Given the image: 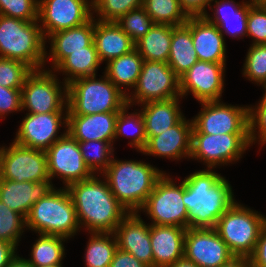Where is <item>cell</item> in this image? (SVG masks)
I'll return each mask as SVG.
<instances>
[{
  "label": "cell",
  "mask_w": 266,
  "mask_h": 267,
  "mask_svg": "<svg viewBox=\"0 0 266 267\" xmlns=\"http://www.w3.org/2000/svg\"><path fill=\"white\" fill-rule=\"evenodd\" d=\"M67 238L57 235L39 234L32 246L31 258L26 259L33 267L62 265L65 255L64 243Z\"/></svg>",
  "instance_id": "33"
},
{
  "label": "cell",
  "mask_w": 266,
  "mask_h": 267,
  "mask_svg": "<svg viewBox=\"0 0 266 267\" xmlns=\"http://www.w3.org/2000/svg\"><path fill=\"white\" fill-rule=\"evenodd\" d=\"M198 61L191 30L186 25L172 26V40L167 63L180 77Z\"/></svg>",
  "instance_id": "30"
},
{
  "label": "cell",
  "mask_w": 266,
  "mask_h": 267,
  "mask_svg": "<svg viewBox=\"0 0 266 267\" xmlns=\"http://www.w3.org/2000/svg\"><path fill=\"white\" fill-rule=\"evenodd\" d=\"M248 120L251 145L258 141V144L263 146L266 144V98L264 96L255 108L254 106L248 107Z\"/></svg>",
  "instance_id": "45"
},
{
  "label": "cell",
  "mask_w": 266,
  "mask_h": 267,
  "mask_svg": "<svg viewBox=\"0 0 266 267\" xmlns=\"http://www.w3.org/2000/svg\"><path fill=\"white\" fill-rule=\"evenodd\" d=\"M83 159L93 174L103 173L113 159V143L106 141L78 142ZM91 151V152H90Z\"/></svg>",
  "instance_id": "37"
},
{
  "label": "cell",
  "mask_w": 266,
  "mask_h": 267,
  "mask_svg": "<svg viewBox=\"0 0 266 267\" xmlns=\"http://www.w3.org/2000/svg\"><path fill=\"white\" fill-rule=\"evenodd\" d=\"M16 251L15 245L0 241V267H7L16 258Z\"/></svg>",
  "instance_id": "50"
},
{
  "label": "cell",
  "mask_w": 266,
  "mask_h": 267,
  "mask_svg": "<svg viewBox=\"0 0 266 267\" xmlns=\"http://www.w3.org/2000/svg\"><path fill=\"white\" fill-rule=\"evenodd\" d=\"M185 232L180 226L150 224L154 267H169L184 257Z\"/></svg>",
  "instance_id": "24"
},
{
  "label": "cell",
  "mask_w": 266,
  "mask_h": 267,
  "mask_svg": "<svg viewBox=\"0 0 266 267\" xmlns=\"http://www.w3.org/2000/svg\"><path fill=\"white\" fill-rule=\"evenodd\" d=\"M175 97H181L179 77L169 64L144 60L134 91L127 96V104L130 106L142 105L151 101L169 100Z\"/></svg>",
  "instance_id": "11"
},
{
  "label": "cell",
  "mask_w": 266,
  "mask_h": 267,
  "mask_svg": "<svg viewBox=\"0 0 266 267\" xmlns=\"http://www.w3.org/2000/svg\"><path fill=\"white\" fill-rule=\"evenodd\" d=\"M252 2H263L264 0H250Z\"/></svg>",
  "instance_id": "56"
},
{
  "label": "cell",
  "mask_w": 266,
  "mask_h": 267,
  "mask_svg": "<svg viewBox=\"0 0 266 267\" xmlns=\"http://www.w3.org/2000/svg\"><path fill=\"white\" fill-rule=\"evenodd\" d=\"M118 249L132 254L149 267H154L150 241V224L138 212L128 213L114 230Z\"/></svg>",
  "instance_id": "19"
},
{
  "label": "cell",
  "mask_w": 266,
  "mask_h": 267,
  "mask_svg": "<svg viewBox=\"0 0 266 267\" xmlns=\"http://www.w3.org/2000/svg\"><path fill=\"white\" fill-rule=\"evenodd\" d=\"M200 103L201 111L192 119V134H249V106L227 105L220 100Z\"/></svg>",
  "instance_id": "10"
},
{
  "label": "cell",
  "mask_w": 266,
  "mask_h": 267,
  "mask_svg": "<svg viewBox=\"0 0 266 267\" xmlns=\"http://www.w3.org/2000/svg\"><path fill=\"white\" fill-rule=\"evenodd\" d=\"M26 219L19 213L11 210L0 200V241L18 246Z\"/></svg>",
  "instance_id": "40"
},
{
  "label": "cell",
  "mask_w": 266,
  "mask_h": 267,
  "mask_svg": "<svg viewBox=\"0 0 266 267\" xmlns=\"http://www.w3.org/2000/svg\"><path fill=\"white\" fill-rule=\"evenodd\" d=\"M247 36L252 44H266V7L262 2H253L249 6Z\"/></svg>",
  "instance_id": "44"
},
{
  "label": "cell",
  "mask_w": 266,
  "mask_h": 267,
  "mask_svg": "<svg viewBox=\"0 0 266 267\" xmlns=\"http://www.w3.org/2000/svg\"><path fill=\"white\" fill-rule=\"evenodd\" d=\"M94 45L101 63L130 53L135 43L116 22L96 21L94 18Z\"/></svg>",
  "instance_id": "27"
},
{
  "label": "cell",
  "mask_w": 266,
  "mask_h": 267,
  "mask_svg": "<svg viewBox=\"0 0 266 267\" xmlns=\"http://www.w3.org/2000/svg\"><path fill=\"white\" fill-rule=\"evenodd\" d=\"M26 227L36 233L72 238L80 226L67 188H53L41 198L26 217Z\"/></svg>",
  "instance_id": "5"
},
{
  "label": "cell",
  "mask_w": 266,
  "mask_h": 267,
  "mask_svg": "<svg viewBox=\"0 0 266 267\" xmlns=\"http://www.w3.org/2000/svg\"><path fill=\"white\" fill-rule=\"evenodd\" d=\"M7 267H33L25 258H16Z\"/></svg>",
  "instance_id": "52"
},
{
  "label": "cell",
  "mask_w": 266,
  "mask_h": 267,
  "mask_svg": "<svg viewBox=\"0 0 266 267\" xmlns=\"http://www.w3.org/2000/svg\"><path fill=\"white\" fill-rule=\"evenodd\" d=\"M92 17L90 0H39L38 22L45 40L57 31L81 26Z\"/></svg>",
  "instance_id": "14"
},
{
  "label": "cell",
  "mask_w": 266,
  "mask_h": 267,
  "mask_svg": "<svg viewBox=\"0 0 266 267\" xmlns=\"http://www.w3.org/2000/svg\"><path fill=\"white\" fill-rule=\"evenodd\" d=\"M169 267H198L190 260H187L185 257L179 259L174 264L170 265Z\"/></svg>",
  "instance_id": "53"
},
{
  "label": "cell",
  "mask_w": 266,
  "mask_h": 267,
  "mask_svg": "<svg viewBox=\"0 0 266 267\" xmlns=\"http://www.w3.org/2000/svg\"><path fill=\"white\" fill-rule=\"evenodd\" d=\"M68 115H93L119 112L127 104V96L104 74L78 78L68 84Z\"/></svg>",
  "instance_id": "6"
},
{
  "label": "cell",
  "mask_w": 266,
  "mask_h": 267,
  "mask_svg": "<svg viewBox=\"0 0 266 267\" xmlns=\"http://www.w3.org/2000/svg\"><path fill=\"white\" fill-rule=\"evenodd\" d=\"M118 112L93 115H68L67 133L78 142L106 141L113 143Z\"/></svg>",
  "instance_id": "23"
},
{
  "label": "cell",
  "mask_w": 266,
  "mask_h": 267,
  "mask_svg": "<svg viewBox=\"0 0 266 267\" xmlns=\"http://www.w3.org/2000/svg\"><path fill=\"white\" fill-rule=\"evenodd\" d=\"M39 0H0V15L38 21Z\"/></svg>",
  "instance_id": "43"
},
{
  "label": "cell",
  "mask_w": 266,
  "mask_h": 267,
  "mask_svg": "<svg viewBox=\"0 0 266 267\" xmlns=\"http://www.w3.org/2000/svg\"><path fill=\"white\" fill-rule=\"evenodd\" d=\"M116 23L134 43L155 25L143 6L129 11L120 17Z\"/></svg>",
  "instance_id": "39"
},
{
  "label": "cell",
  "mask_w": 266,
  "mask_h": 267,
  "mask_svg": "<svg viewBox=\"0 0 266 267\" xmlns=\"http://www.w3.org/2000/svg\"><path fill=\"white\" fill-rule=\"evenodd\" d=\"M67 119V110L64 113H26L13 141L26 147L46 151L67 133ZM62 125L66 127L65 131L58 135Z\"/></svg>",
  "instance_id": "17"
},
{
  "label": "cell",
  "mask_w": 266,
  "mask_h": 267,
  "mask_svg": "<svg viewBox=\"0 0 266 267\" xmlns=\"http://www.w3.org/2000/svg\"><path fill=\"white\" fill-rule=\"evenodd\" d=\"M262 88L265 90V94L263 96L266 98V84Z\"/></svg>",
  "instance_id": "55"
},
{
  "label": "cell",
  "mask_w": 266,
  "mask_h": 267,
  "mask_svg": "<svg viewBox=\"0 0 266 267\" xmlns=\"http://www.w3.org/2000/svg\"><path fill=\"white\" fill-rule=\"evenodd\" d=\"M105 180V181H104ZM80 228L90 232H114L129 213L114 197L106 179L95 174L67 187Z\"/></svg>",
  "instance_id": "2"
},
{
  "label": "cell",
  "mask_w": 266,
  "mask_h": 267,
  "mask_svg": "<svg viewBox=\"0 0 266 267\" xmlns=\"http://www.w3.org/2000/svg\"><path fill=\"white\" fill-rule=\"evenodd\" d=\"M249 262L254 267H266V222L261 228L255 249L249 256Z\"/></svg>",
  "instance_id": "47"
},
{
  "label": "cell",
  "mask_w": 266,
  "mask_h": 267,
  "mask_svg": "<svg viewBox=\"0 0 266 267\" xmlns=\"http://www.w3.org/2000/svg\"><path fill=\"white\" fill-rule=\"evenodd\" d=\"M33 70L17 60L0 58V85L12 89H21L26 77Z\"/></svg>",
  "instance_id": "42"
},
{
  "label": "cell",
  "mask_w": 266,
  "mask_h": 267,
  "mask_svg": "<svg viewBox=\"0 0 266 267\" xmlns=\"http://www.w3.org/2000/svg\"><path fill=\"white\" fill-rule=\"evenodd\" d=\"M143 7L155 24L179 26L190 17L179 0H143Z\"/></svg>",
  "instance_id": "35"
},
{
  "label": "cell",
  "mask_w": 266,
  "mask_h": 267,
  "mask_svg": "<svg viewBox=\"0 0 266 267\" xmlns=\"http://www.w3.org/2000/svg\"><path fill=\"white\" fill-rule=\"evenodd\" d=\"M44 267H63L62 265H49V266H44Z\"/></svg>",
  "instance_id": "54"
},
{
  "label": "cell",
  "mask_w": 266,
  "mask_h": 267,
  "mask_svg": "<svg viewBox=\"0 0 266 267\" xmlns=\"http://www.w3.org/2000/svg\"><path fill=\"white\" fill-rule=\"evenodd\" d=\"M54 188L51 180L16 182L0 178V200L25 219L32 205Z\"/></svg>",
  "instance_id": "22"
},
{
  "label": "cell",
  "mask_w": 266,
  "mask_h": 267,
  "mask_svg": "<svg viewBox=\"0 0 266 267\" xmlns=\"http://www.w3.org/2000/svg\"><path fill=\"white\" fill-rule=\"evenodd\" d=\"M232 186L212 169L194 172L183 179V203L190 228H215L218 219L235 202Z\"/></svg>",
  "instance_id": "1"
},
{
  "label": "cell",
  "mask_w": 266,
  "mask_h": 267,
  "mask_svg": "<svg viewBox=\"0 0 266 267\" xmlns=\"http://www.w3.org/2000/svg\"><path fill=\"white\" fill-rule=\"evenodd\" d=\"M214 5H209V8L214 12L212 17L208 12L204 17L212 24L219 28V31L226 35H231L232 38H242L247 36V19L249 13V6L252 1H242L236 3L234 0H215ZM214 6L215 8L213 9ZM225 31V33H224Z\"/></svg>",
  "instance_id": "25"
},
{
  "label": "cell",
  "mask_w": 266,
  "mask_h": 267,
  "mask_svg": "<svg viewBox=\"0 0 266 267\" xmlns=\"http://www.w3.org/2000/svg\"><path fill=\"white\" fill-rule=\"evenodd\" d=\"M130 105L126 104L119 112L116 120V128H115V139L119 138L118 136H126L131 137L130 143H128L131 147L138 149L137 151L141 152L147 143V137L145 133L144 120L142 117V112L135 113H127ZM131 128L134 129L130 133L127 130Z\"/></svg>",
  "instance_id": "36"
},
{
  "label": "cell",
  "mask_w": 266,
  "mask_h": 267,
  "mask_svg": "<svg viewBox=\"0 0 266 267\" xmlns=\"http://www.w3.org/2000/svg\"><path fill=\"white\" fill-rule=\"evenodd\" d=\"M157 180L153 191L141 208L152 219L153 225L189 227V213L183 203V181L175 184L169 175Z\"/></svg>",
  "instance_id": "9"
},
{
  "label": "cell",
  "mask_w": 266,
  "mask_h": 267,
  "mask_svg": "<svg viewBox=\"0 0 266 267\" xmlns=\"http://www.w3.org/2000/svg\"><path fill=\"white\" fill-rule=\"evenodd\" d=\"M143 57L136 49L130 53L110 60L105 67L104 74L126 96L127 88H135L143 66ZM122 86H126L124 90Z\"/></svg>",
  "instance_id": "29"
},
{
  "label": "cell",
  "mask_w": 266,
  "mask_h": 267,
  "mask_svg": "<svg viewBox=\"0 0 266 267\" xmlns=\"http://www.w3.org/2000/svg\"><path fill=\"white\" fill-rule=\"evenodd\" d=\"M109 267H149L132 254L117 249Z\"/></svg>",
  "instance_id": "48"
},
{
  "label": "cell",
  "mask_w": 266,
  "mask_h": 267,
  "mask_svg": "<svg viewBox=\"0 0 266 267\" xmlns=\"http://www.w3.org/2000/svg\"><path fill=\"white\" fill-rule=\"evenodd\" d=\"M192 120L183 117L176 125L172 126L164 133L153 137H147L143 154L172 158L179 160L183 157H190L192 142Z\"/></svg>",
  "instance_id": "20"
},
{
  "label": "cell",
  "mask_w": 266,
  "mask_h": 267,
  "mask_svg": "<svg viewBox=\"0 0 266 267\" xmlns=\"http://www.w3.org/2000/svg\"><path fill=\"white\" fill-rule=\"evenodd\" d=\"M164 171L143 161L116 160L101 174L118 202L130 213L141 211Z\"/></svg>",
  "instance_id": "3"
},
{
  "label": "cell",
  "mask_w": 266,
  "mask_h": 267,
  "mask_svg": "<svg viewBox=\"0 0 266 267\" xmlns=\"http://www.w3.org/2000/svg\"><path fill=\"white\" fill-rule=\"evenodd\" d=\"M46 154L50 180L55 176L60 177L65 188L94 175L84 162L78 141L69 133L50 146Z\"/></svg>",
  "instance_id": "15"
},
{
  "label": "cell",
  "mask_w": 266,
  "mask_h": 267,
  "mask_svg": "<svg viewBox=\"0 0 266 267\" xmlns=\"http://www.w3.org/2000/svg\"><path fill=\"white\" fill-rule=\"evenodd\" d=\"M172 40V26L155 24L135 43V49L146 61L167 62Z\"/></svg>",
  "instance_id": "32"
},
{
  "label": "cell",
  "mask_w": 266,
  "mask_h": 267,
  "mask_svg": "<svg viewBox=\"0 0 266 267\" xmlns=\"http://www.w3.org/2000/svg\"><path fill=\"white\" fill-rule=\"evenodd\" d=\"M15 111H22L21 89H12L0 85V118Z\"/></svg>",
  "instance_id": "46"
},
{
  "label": "cell",
  "mask_w": 266,
  "mask_h": 267,
  "mask_svg": "<svg viewBox=\"0 0 266 267\" xmlns=\"http://www.w3.org/2000/svg\"><path fill=\"white\" fill-rule=\"evenodd\" d=\"M250 146L249 134H192L189 158L199 159L213 169L238 161Z\"/></svg>",
  "instance_id": "13"
},
{
  "label": "cell",
  "mask_w": 266,
  "mask_h": 267,
  "mask_svg": "<svg viewBox=\"0 0 266 267\" xmlns=\"http://www.w3.org/2000/svg\"><path fill=\"white\" fill-rule=\"evenodd\" d=\"M97 50L94 42L84 50L74 51L65 57L54 69L55 72H62L67 75L64 78L65 84L82 78L96 76V70L100 66Z\"/></svg>",
  "instance_id": "31"
},
{
  "label": "cell",
  "mask_w": 266,
  "mask_h": 267,
  "mask_svg": "<svg viewBox=\"0 0 266 267\" xmlns=\"http://www.w3.org/2000/svg\"><path fill=\"white\" fill-rule=\"evenodd\" d=\"M151 101L142 104V117L144 120L146 137H153L164 133L176 125L184 115L179 107V99Z\"/></svg>",
  "instance_id": "28"
},
{
  "label": "cell",
  "mask_w": 266,
  "mask_h": 267,
  "mask_svg": "<svg viewBox=\"0 0 266 267\" xmlns=\"http://www.w3.org/2000/svg\"><path fill=\"white\" fill-rule=\"evenodd\" d=\"M54 73L51 69H39L26 77L21 88L22 111L39 114L68 110V85L62 82L61 87Z\"/></svg>",
  "instance_id": "8"
},
{
  "label": "cell",
  "mask_w": 266,
  "mask_h": 267,
  "mask_svg": "<svg viewBox=\"0 0 266 267\" xmlns=\"http://www.w3.org/2000/svg\"><path fill=\"white\" fill-rule=\"evenodd\" d=\"M262 3H263V4L265 5V7H266V0H264Z\"/></svg>",
  "instance_id": "57"
},
{
  "label": "cell",
  "mask_w": 266,
  "mask_h": 267,
  "mask_svg": "<svg viewBox=\"0 0 266 267\" xmlns=\"http://www.w3.org/2000/svg\"><path fill=\"white\" fill-rule=\"evenodd\" d=\"M249 265V257L235 256L230 261L219 267H249Z\"/></svg>",
  "instance_id": "51"
},
{
  "label": "cell",
  "mask_w": 266,
  "mask_h": 267,
  "mask_svg": "<svg viewBox=\"0 0 266 267\" xmlns=\"http://www.w3.org/2000/svg\"><path fill=\"white\" fill-rule=\"evenodd\" d=\"M184 257L198 267H219L235 255L215 228H190L185 232Z\"/></svg>",
  "instance_id": "16"
},
{
  "label": "cell",
  "mask_w": 266,
  "mask_h": 267,
  "mask_svg": "<svg viewBox=\"0 0 266 267\" xmlns=\"http://www.w3.org/2000/svg\"><path fill=\"white\" fill-rule=\"evenodd\" d=\"M98 21L116 22L129 11L143 6V0H91Z\"/></svg>",
  "instance_id": "38"
},
{
  "label": "cell",
  "mask_w": 266,
  "mask_h": 267,
  "mask_svg": "<svg viewBox=\"0 0 266 267\" xmlns=\"http://www.w3.org/2000/svg\"><path fill=\"white\" fill-rule=\"evenodd\" d=\"M38 23L0 15V58L21 61L32 70L45 68L50 58Z\"/></svg>",
  "instance_id": "4"
},
{
  "label": "cell",
  "mask_w": 266,
  "mask_h": 267,
  "mask_svg": "<svg viewBox=\"0 0 266 267\" xmlns=\"http://www.w3.org/2000/svg\"><path fill=\"white\" fill-rule=\"evenodd\" d=\"M265 222L264 215L235 200L218 219L215 229L235 256L249 257Z\"/></svg>",
  "instance_id": "7"
},
{
  "label": "cell",
  "mask_w": 266,
  "mask_h": 267,
  "mask_svg": "<svg viewBox=\"0 0 266 267\" xmlns=\"http://www.w3.org/2000/svg\"><path fill=\"white\" fill-rule=\"evenodd\" d=\"M191 30L194 50L199 61L226 62V44L219 28L204 16H190L185 23Z\"/></svg>",
  "instance_id": "21"
},
{
  "label": "cell",
  "mask_w": 266,
  "mask_h": 267,
  "mask_svg": "<svg viewBox=\"0 0 266 267\" xmlns=\"http://www.w3.org/2000/svg\"><path fill=\"white\" fill-rule=\"evenodd\" d=\"M90 234L91 238H89L84 256L86 266L109 267L118 249L114 233L90 232Z\"/></svg>",
  "instance_id": "34"
},
{
  "label": "cell",
  "mask_w": 266,
  "mask_h": 267,
  "mask_svg": "<svg viewBox=\"0 0 266 267\" xmlns=\"http://www.w3.org/2000/svg\"><path fill=\"white\" fill-rule=\"evenodd\" d=\"M226 63L197 61L179 77L181 97L192 93L199 102L220 100Z\"/></svg>",
  "instance_id": "18"
},
{
  "label": "cell",
  "mask_w": 266,
  "mask_h": 267,
  "mask_svg": "<svg viewBox=\"0 0 266 267\" xmlns=\"http://www.w3.org/2000/svg\"><path fill=\"white\" fill-rule=\"evenodd\" d=\"M182 8L189 16H204L207 6L214 0H179Z\"/></svg>",
  "instance_id": "49"
},
{
  "label": "cell",
  "mask_w": 266,
  "mask_h": 267,
  "mask_svg": "<svg viewBox=\"0 0 266 267\" xmlns=\"http://www.w3.org/2000/svg\"><path fill=\"white\" fill-rule=\"evenodd\" d=\"M243 75L256 84H266V44H252L247 52Z\"/></svg>",
  "instance_id": "41"
},
{
  "label": "cell",
  "mask_w": 266,
  "mask_h": 267,
  "mask_svg": "<svg viewBox=\"0 0 266 267\" xmlns=\"http://www.w3.org/2000/svg\"><path fill=\"white\" fill-rule=\"evenodd\" d=\"M46 40H51L49 57L54 69L69 54L94 42V17L81 26L57 31Z\"/></svg>",
  "instance_id": "26"
},
{
  "label": "cell",
  "mask_w": 266,
  "mask_h": 267,
  "mask_svg": "<svg viewBox=\"0 0 266 267\" xmlns=\"http://www.w3.org/2000/svg\"><path fill=\"white\" fill-rule=\"evenodd\" d=\"M0 178L16 182L50 180L45 150L33 149L13 141L0 147Z\"/></svg>",
  "instance_id": "12"
}]
</instances>
